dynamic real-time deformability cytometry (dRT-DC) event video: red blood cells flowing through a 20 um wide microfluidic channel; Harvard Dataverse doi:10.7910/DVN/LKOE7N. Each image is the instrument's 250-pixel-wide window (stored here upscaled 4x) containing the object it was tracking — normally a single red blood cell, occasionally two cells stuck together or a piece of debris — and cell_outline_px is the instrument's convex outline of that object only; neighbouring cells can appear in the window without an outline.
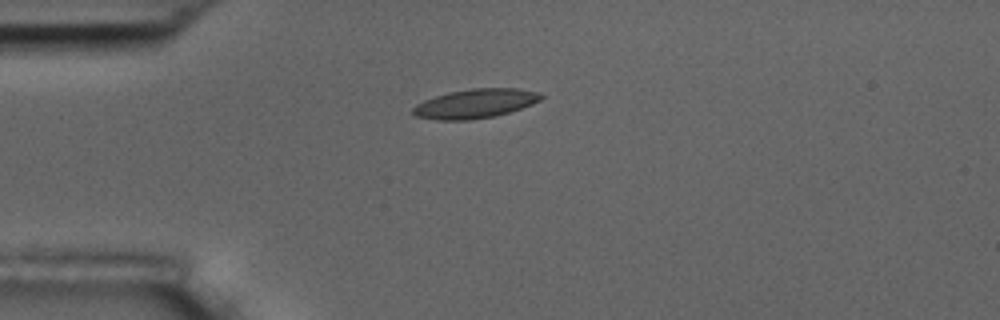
{"species": "common noctule bat (a hibernating species)", "species_latin": "Nyctalus noctula", "temperature_condition": "room temperature", "stored_images_in_passage": 5, "camera_frame_rate_fps": 3000, "um_per_image_px": 0.085, "animal": {"sex": "male", "body_mass_g": 17.5, "forearm_length_mm": 52.3}, "frame": {"image": 1, "passage_image": 1, "time_ms": 0.0, "image_size_px": [1000, 320], "cell_outline_px": [[544, 96], [540, 100], [532, 104], [496, 116], [468, 120], [436, 120], [416, 116], [408, 112], [416, 104], [424, 100], [448, 92], [472, 88], [520, 88], [540, 92]], "centroid_in_image_um": [40.37, 8.8], "position_along_channel_um": 44.6, "area_um2": 21.96}}
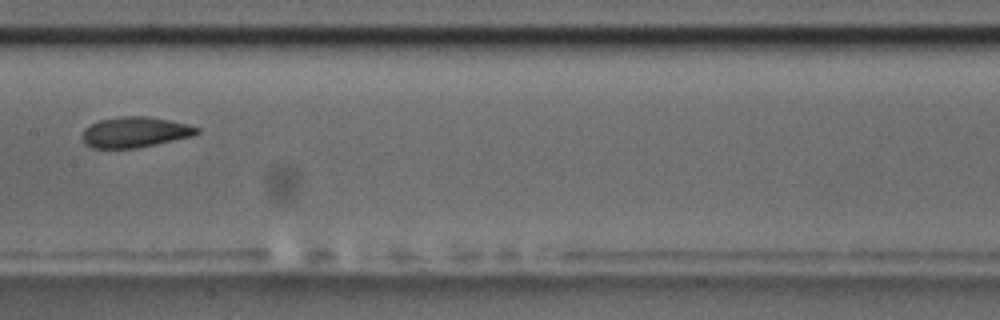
{"frame": {"image": 2, "passage_image": 5, "time_ms": 4.667, "image_size_px": [1000, 320], "cell_outline_px": [[200, 132], [192, 136], [156, 144], [136, 148], [92, 148], [84, 144], [80, 136], [84, 128], [100, 120], [120, 116], [148, 116], [188, 124], [200, 128]], "centroid_in_image_um": [11.44, 11.23], "position_along_channel_um": 196.0, "area_um2": 20.52}}